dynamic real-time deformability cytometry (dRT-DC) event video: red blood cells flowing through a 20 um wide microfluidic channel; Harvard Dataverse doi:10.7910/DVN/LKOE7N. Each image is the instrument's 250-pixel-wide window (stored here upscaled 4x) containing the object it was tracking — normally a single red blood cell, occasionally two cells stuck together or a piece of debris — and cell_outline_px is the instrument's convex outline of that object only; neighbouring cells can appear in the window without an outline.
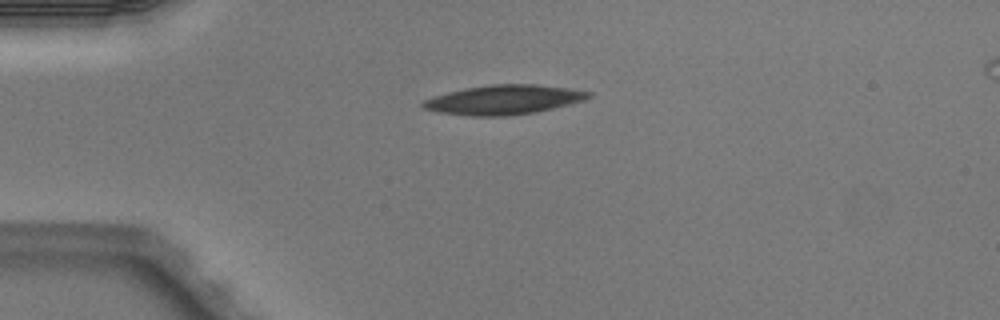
{"species": "Egyptian fruit bat (a non-hibernating species)", "species_latin": "Rousettus aegyptiacus", "temperature_condition": "warm", "stored_images_in_passage": 1, "camera_frame_rate_fps": 3000, "um_per_image_px": 0.085, "animal": {"sex": "male"}, "frame": {"image": 1, "passage_image": 1, "time_ms": 0.0, "image_size_px": [1000, 320], "cell_outline_px": [[592, 96], [584, 100], [536, 112], [512, 116], [468, 116], [440, 112], [424, 108], [420, 104], [424, 100], [432, 96], [464, 88], [492, 84], [536, 84], [568, 88], [592, 92]], "centroid_in_image_um": [42.81, 8.48], "position_along_channel_um": 42.2, "area_um2": 28.44}}